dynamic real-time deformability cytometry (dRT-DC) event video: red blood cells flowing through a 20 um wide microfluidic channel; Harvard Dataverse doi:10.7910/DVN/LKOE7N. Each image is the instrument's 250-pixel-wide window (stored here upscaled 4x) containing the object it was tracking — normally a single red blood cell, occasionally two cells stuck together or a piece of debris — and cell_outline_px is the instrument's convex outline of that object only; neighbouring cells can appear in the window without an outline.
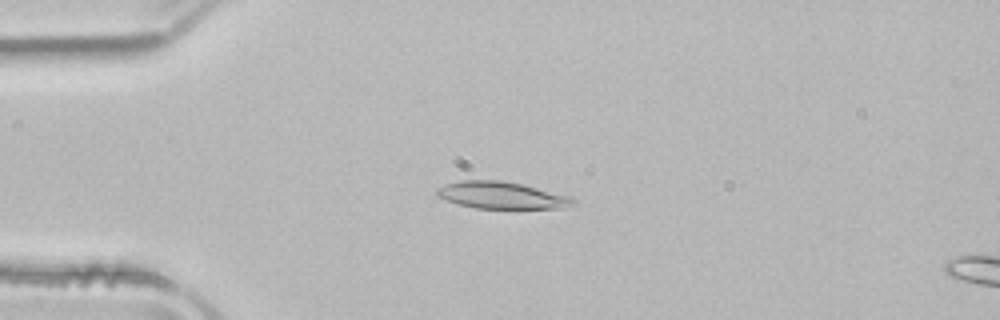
{"species": "common noctule bat (a hibernating species)", "species_latin": "Nyctalus noctula", "temperature_condition": "room temperature", "stored_images_in_passage": 52, "camera_frame_rate_fps": 3000, "um_per_image_px": 0.085, "animal": {"sex": "male", "body_mass_g": 21.5, "forearm_length_mm": 52.0}, "frame": {"image": 1, "passage_image": 13, "time_ms": 4.0, "image_size_px": [1000, 320], "cell_outline_px": [[576, 204], [564, 208], [476, 208], [460, 204], [436, 196], [436, 188], [444, 184], [460, 180], [500, 180], [520, 184], [572, 196], [576, 200]], "centroid_in_image_um": [42.65, 16.59], "position_along_channel_um": 42.3, "area_um2": 21.39}}
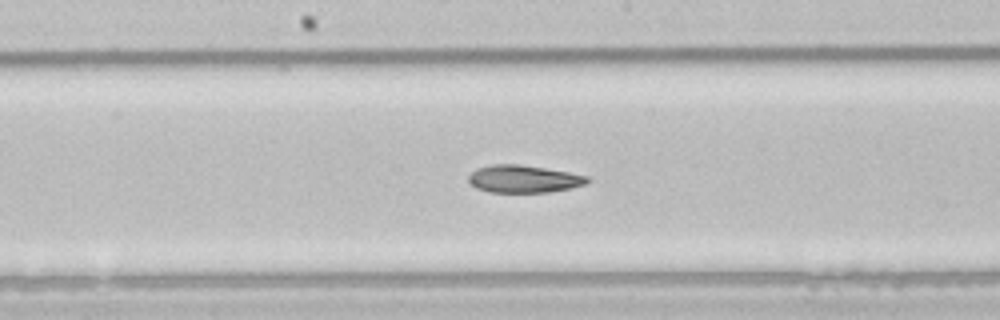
{"frame": {"image": 2, "passage_image": 27, "time_ms": 8.667, "image_size_px": [1000, 320], "cell_outline_px": [[592, 180], [588, 184], [572, 188], [548, 192], [488, 192], [476, 188], [468, 180], [468, 176], [476, 168], [492, 164], [520, 164], [568, 172], [588, 176]], "centroid_in_image_um": [44.54, 15.21], "position_along_channel_um": 203.7, "area_um2": 19.19}}
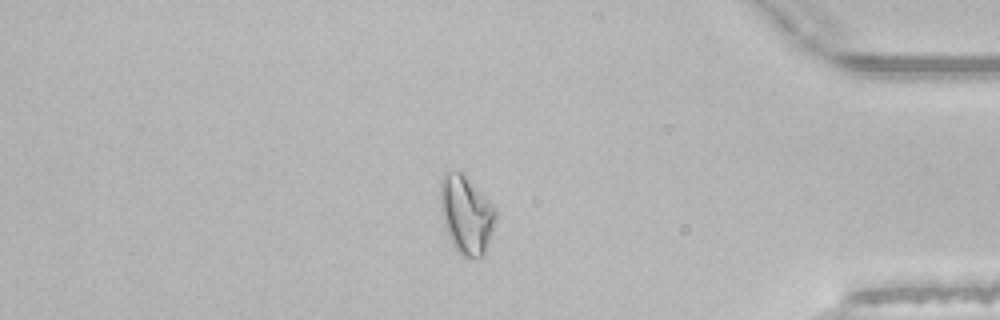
{"frame": {"image": 3, "passage_image": 44, "time_ms": 14.333, "image_size_px": [1000, 320], "cell_outline_px": [[496, 220], [484, 252], [480, 256], [460, 256], [452, 244], [448, 236], [444, 224], [440, 208], [440, 176], [444, 172], [460, 172], [496, 208]], "centroid_in_image_um": [39.59, 18.24], "position_along_channel_um": 395.6, "area_um2": 24.74}, "authors_computed_cell_mechanics": {"area_um2": 21.5305, "velocity_mm_per_s": 3.9579, "shape_relaxation_time_tau1_ms": 9.3804, "shape_relaxation_time_tau2_ms": 3.575, "deformation_change_tau1": 0.2276, "deformation_change_tau2": 0.1069}}